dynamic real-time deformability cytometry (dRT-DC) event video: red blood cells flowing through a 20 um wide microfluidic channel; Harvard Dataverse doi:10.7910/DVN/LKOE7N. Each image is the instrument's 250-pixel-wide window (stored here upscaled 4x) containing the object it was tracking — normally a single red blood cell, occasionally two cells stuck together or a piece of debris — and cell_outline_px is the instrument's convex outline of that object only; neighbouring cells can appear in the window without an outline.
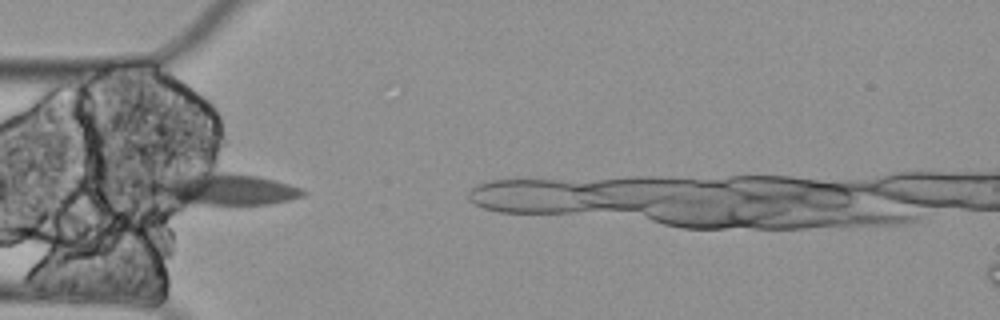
{"species": "Egyptian fruit bat (a non-hibernating species)", "species_latin": "Rousettus aegyptiacus", "temperature_condition": "cold", "stored_images_in_passage": 3, "camera_frame_rate_fps": 3000, "um_per_image_px": 0.085, "animal": {"sex": "female"}, "frame": {"image": 1, "passage_image": 1, "time_ms": 0.0, "image_size_px": [1000, 320], "cell_outline_px": [[308, 192], [304, 196], [288, 200], [268, 204], [176, 208], [140, 192], [140, 184], [148, 180], [172, 172], [232, 172], [256, 176], [276, 180], [304, 188]], "centroid_in_image_um": [18.54, 16.12], "position_along_channel_um": 66.5, "area_um2": 32.43}}